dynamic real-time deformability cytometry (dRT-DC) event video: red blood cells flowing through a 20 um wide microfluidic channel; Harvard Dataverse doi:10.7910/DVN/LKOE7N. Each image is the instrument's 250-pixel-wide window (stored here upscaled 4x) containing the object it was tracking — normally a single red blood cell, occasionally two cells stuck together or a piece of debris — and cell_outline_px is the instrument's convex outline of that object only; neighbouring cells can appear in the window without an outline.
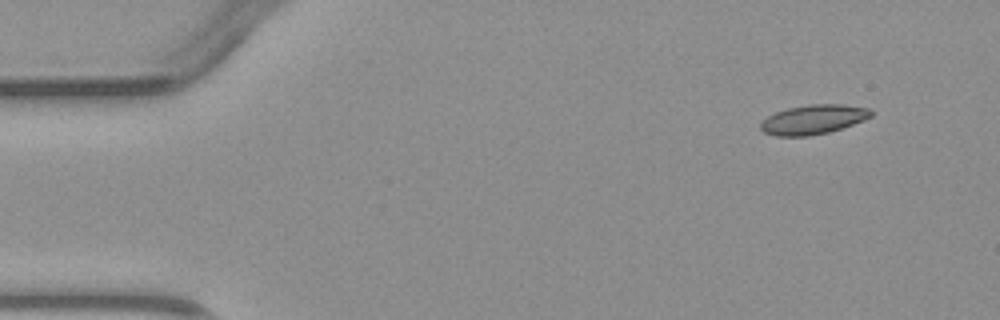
{"species": "common noctule bat (a hibernating species)", "species_latin": "Nyctalus noctula", "temperature_condition": "warm", "stored_images_in_passage": 5, "camera_frame_rate_fps": 3000, "um_per_image_px": 0.085, "animal": {"sex": "male", "body_mass_g": 23.1, "forearm_length_mm": 52.7}, "frame": {"image": 1, "passage_image": 1, "time_ms": 0.0, "image_size_px": [1000, 320], "cell_outline_px": [[872, 116], [864, 120], [828, 132], [808, 136], [776, 136], [764, 132], [760, 128], [760, 124], [768, 116], [776, 112], [788, 108], [808, 104], [844, 104], [868, 108], [872, 112]], "centroid_in_image_um": [69.12, 10.15], "position_along_channel_um": 15.9, "area_um2": 18.79}}
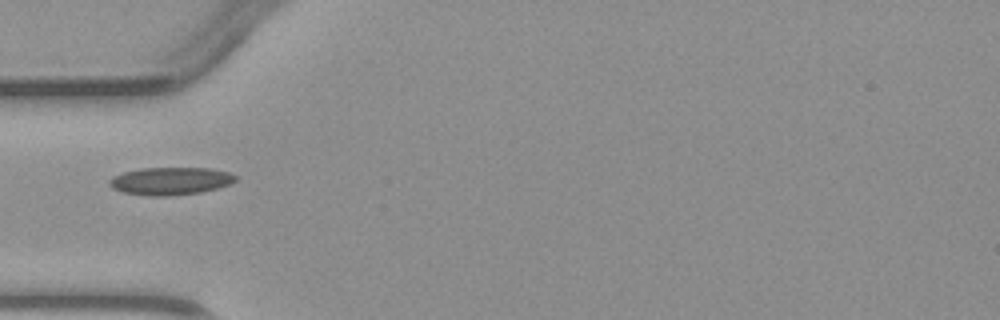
{"frame": {"image": 2, "passage_image": 4, "time_ms": 3.667, "image_size_px": [1000, 320], "cell_outline_px": [[236, 180], [228, 184], [216, 188], [200, 192], [168, 196], [148, 196], [124, 192], [112, 188], [108, 184], [108, 180], [112, 176], [124, 172], [140, 168], [212, 168], [228, 172], [236, 176]], "centroid_in_image_um": [14.44, 15.38], "position_along_channel_um": 70.6, "area_um2": 20.29}}
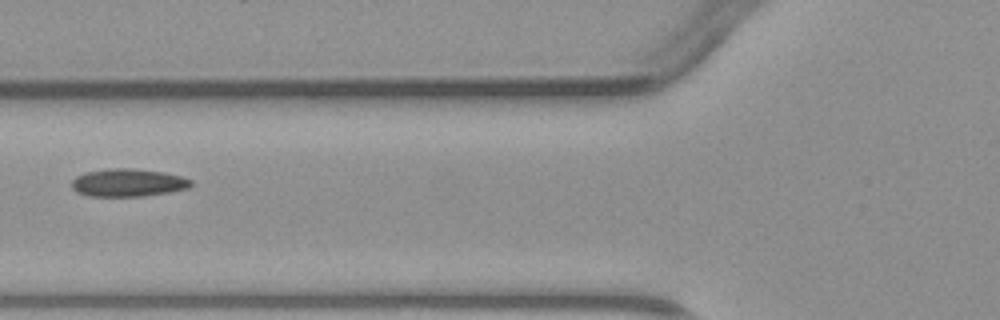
{"frame": {"image": 3, "passage_image": 5, "time_ms": 4.667, "image_size_px": [1000, 320], "cell_outline_px": [[192, 184], [188, 188], [168, 192], [144, 196], [88, 196], [76, 192], [72, 188], [72, 180], [76, 176], [84, 172], [112, 168], [132, 168], [164, 172], [180, 176], [192, 180]], "centroid_in_image_um": [10.86, 15.52], "position_along_channel_um": 114.9, "area_um2": 19.36}}